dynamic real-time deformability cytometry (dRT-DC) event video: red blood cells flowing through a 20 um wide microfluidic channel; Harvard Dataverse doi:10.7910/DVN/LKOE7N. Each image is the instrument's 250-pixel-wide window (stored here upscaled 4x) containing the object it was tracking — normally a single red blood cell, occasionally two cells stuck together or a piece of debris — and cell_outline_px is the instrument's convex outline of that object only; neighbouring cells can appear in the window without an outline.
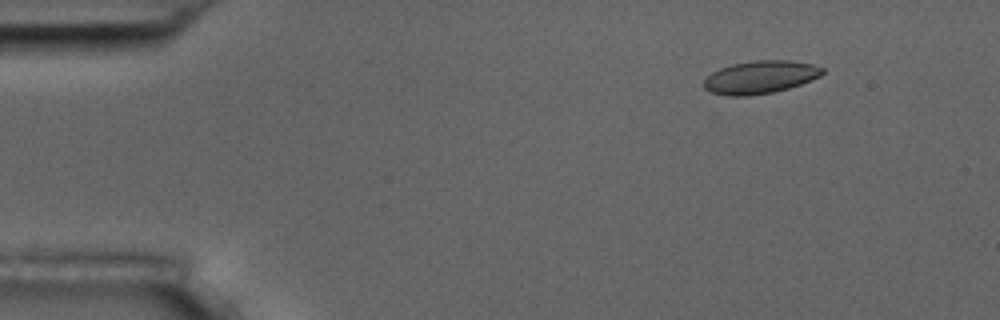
{"species": "common noctule bat (a hibernating species)", "species_latin": "Nyctalus noctula", "temperature_condition": "room temperature", "stored_images_in_passage": 10, "camera_frame_rate_fps": 3000, "um_per_image_px": 0.085, "animal": {"sex": "male", "body_mass_g": 17.5, "forearm_length_mm": 52.3}, "frame": {"image": 1, "passage_image": 2, "time_ms": 1.0, "image_size_px": [1000, 320], "cell_outline_px": [[824, 72], [820, 76], [800, 84], [788, 88], [772, 92], [748, 96], [728, 96], [708, 92], [704, 88], [704, 80], [712, 72], [720, 68], [732, 64], [756, 60], [788, 60], [812, 64], [824, 68]], "centroid_in_image_um": [64.59, 6.56], "position_along_channel_um": 20.4, "area_um2": 22.66}}
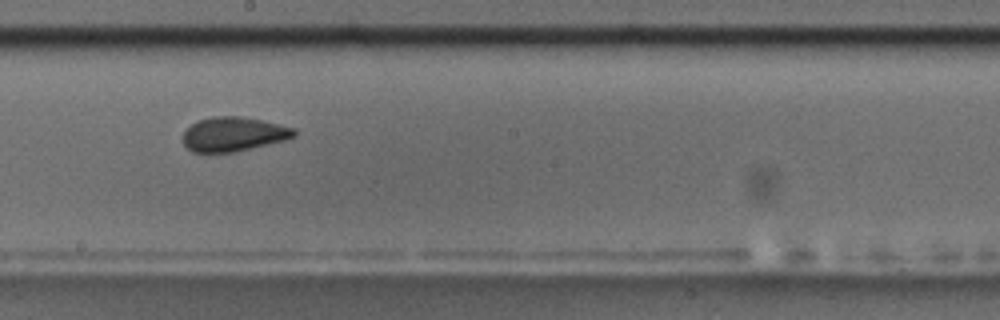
{"frame": {"image": 2, "passage_image": 9, "time_ms": 9.0, "image_size_px": [1000, 320], "cell_outline_px": [[296, 136], [284, 140], [232, 152], [192, 152], [184, 144], [184, 132], [192, 124], [200, 120], [212, 116], [240, 116], [260, 120], [296, 128]], "centroid_in_image_um": [19.86, 11.39], "position_along_channel_um": 228.3, "area_um2": 21.85}}
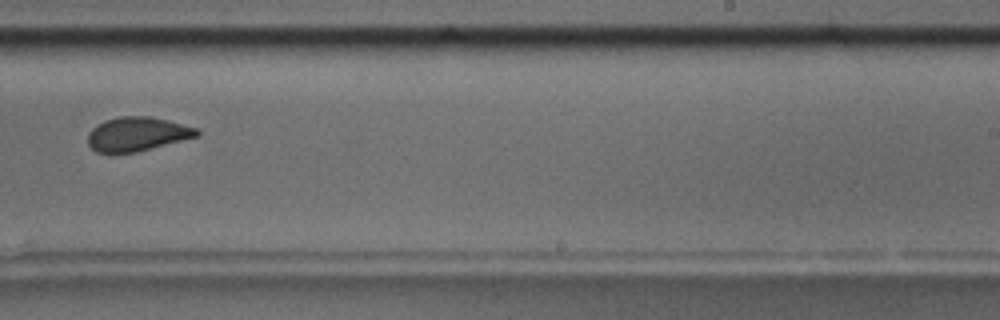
{"frame": {"image": 3, "passage_image": 10, "time_ms": 10.333, "image_size_px": [1000, 320], "cell_outline_px": [[200, 132], [196, 136], [136, 152], [112, 156], [96, 152], [88, 144], [88, 132], [96, 124], [104, 120], [120, 116], [148, 116], [168, 120], [200, 128]], "centroid_in_image_um": [11.59, 11.41], "position_along_channel_um": 277.4, "area_um2": 22.08}}